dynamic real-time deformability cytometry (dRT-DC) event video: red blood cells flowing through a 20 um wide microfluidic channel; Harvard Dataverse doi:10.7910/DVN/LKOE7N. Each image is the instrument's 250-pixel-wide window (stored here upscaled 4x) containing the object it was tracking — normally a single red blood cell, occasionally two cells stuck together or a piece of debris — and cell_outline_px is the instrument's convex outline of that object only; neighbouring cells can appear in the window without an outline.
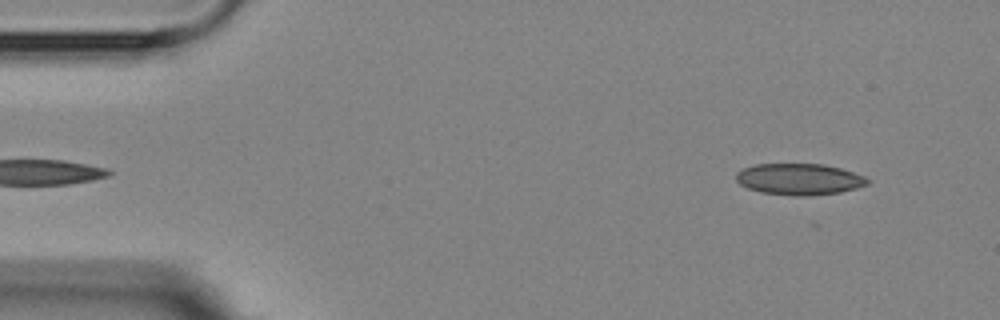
{"species": "Egyptian fruit bat (a non-hibernating species)", "species_latin": "Rousettus aegyptiacus", "temperature_condition": "room temperature", "stored_images_in_passage": 5, "camera_frame_rate_fps": 3000, "um_per_image_px": 0.085, "animal": {"sex": "female"}, "frame": {"image": 1, "passage_image": 5, "time_ms": 4.333, "image_size_px": [1000, 320], "cell_outline_px": [[872, 180], [868, 184], [856, 188], [840, 192], [808, 196], [792, 196], [760, 192], [748, 188], [740, 184], [736, 180], [736, 172], [744, 168], [756, 164], [824, 164], [840, 168], [864, 176]], "centroid_in_image_um": [67.94, 15.24], "position_along_channel_um": 17.1, "area_um2": 24.1}}